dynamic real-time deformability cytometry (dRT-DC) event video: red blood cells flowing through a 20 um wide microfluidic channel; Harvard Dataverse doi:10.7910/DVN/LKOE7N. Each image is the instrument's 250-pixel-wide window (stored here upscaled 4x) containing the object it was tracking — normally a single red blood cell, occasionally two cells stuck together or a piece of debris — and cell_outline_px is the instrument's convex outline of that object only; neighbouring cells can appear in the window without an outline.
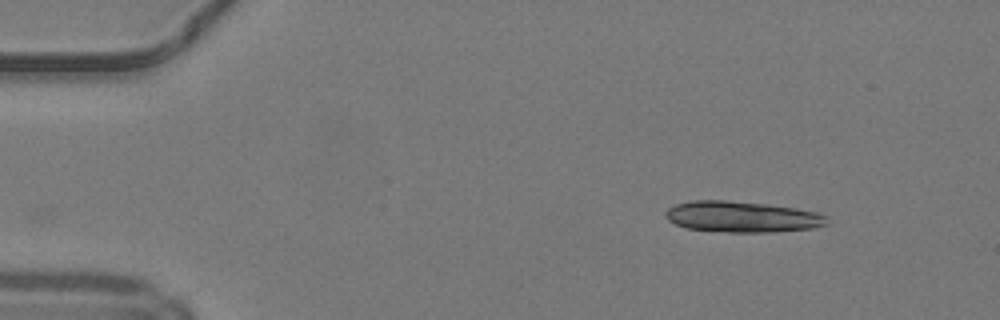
{"species": "common noctule bat (a hibernating species)", "species_latin": "Nyctalus noctula", "temperature_condition": "warm", "stored_images_in_passage": 39, "camera_frame_rate_fps": 3000, "um_per_image_px": 0.085, "animal": {"sex": "male", "body_mass_g": 19.2, "forearm_length_mm": 51.8}, "frame": {"image": 1, "passage_image": 1, "time_ms": 0.0, "image_size_px": [1000, 320], "cell_outline_px": [[828, 224], [812, 228], [772, 232], [728, 232], [688, 228], [676, 224], [668, 220], [664, 216], [664, 212], [668, 208], [676, 204], [692, 200], [728, 200], [768, 204], [796, 208], [816, 212], [824, 216]], "centroid_in_image_um": [63.03, 18.42], "position_along_channel_um": 22.0, "area_um2": 29.07}}
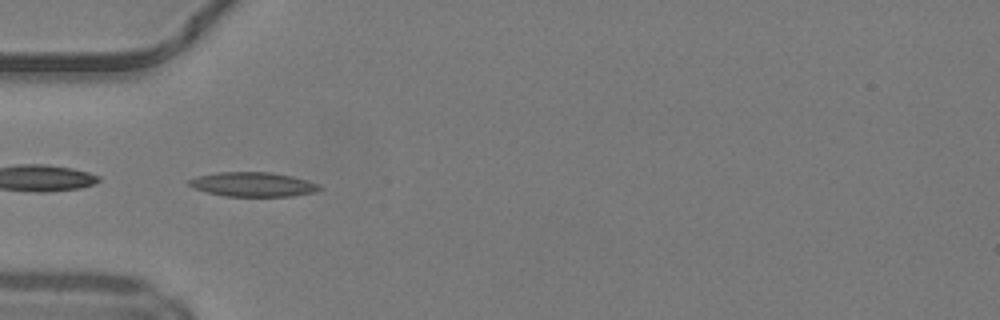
{"frame": {"image": 2, "passage_image": 11, "time_ms": 3.333, "image_size_px": [1000, 320], "cell_outline_px": [[324, 188], [316, 192], [292, 196], [224, 196], [208, 192], [196, 188], [188, 184], [188, 180], [196, 176], [216, 172], [272, 172], [292, 176], [320, 184]], "centroid_in_image_um": [21.54, 15.67], "position_along_channel_um": 63.5, "area_um2": 18.61}}
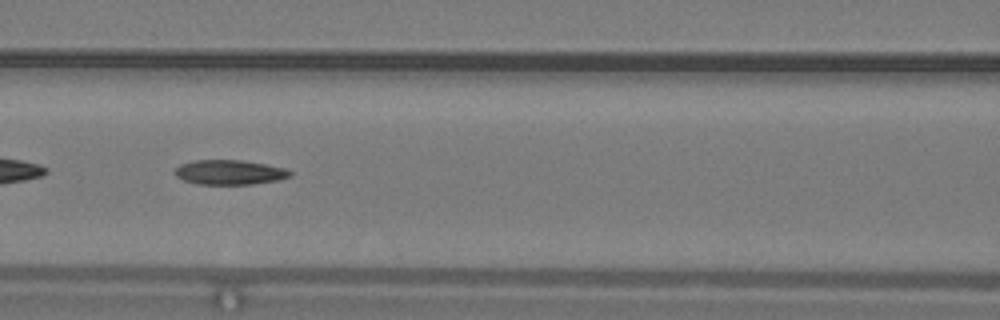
{"frame": {"image": 3, "passage_image": 17, "time_ms": 5.333, "image_size_px": [1000, 320], "cell_outline_px": [[292, 176], [280, 180], [252, 184], [196, 184], [184, 180], [176, 176], [176, 168], [180, 164], [192, 160], [240, 160], [264, 164], [284, 168], [292, 172]], "centroid_in_image_um": [19.52, 14.65], "position_along_channel_um": 147.1, "area_um2": 16.53}, "authors_computed_cell_mechanics": {"area_um2": 17.1088, "velocity_mm_per_s": 4.2079, "shape_relaxation_time_tau1_ms": null, "shape_relaxation_time_tau2_ms": 7.3381, "deformation_change_tau1": null, "deformation_change_tau2": 0.2054}}